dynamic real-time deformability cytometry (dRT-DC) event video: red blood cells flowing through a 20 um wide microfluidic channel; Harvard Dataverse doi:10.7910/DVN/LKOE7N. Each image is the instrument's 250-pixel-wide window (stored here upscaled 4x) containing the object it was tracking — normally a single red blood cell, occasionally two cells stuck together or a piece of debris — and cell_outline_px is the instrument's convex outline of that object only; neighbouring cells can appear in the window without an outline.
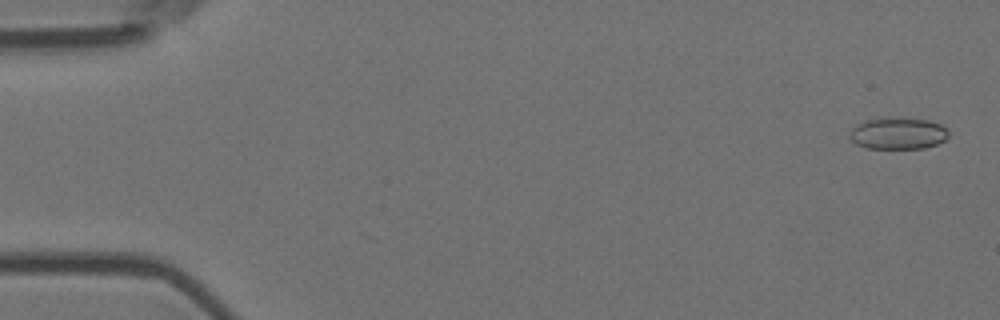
{"species": "Egyptian fruit bat (a non-hibernating species)", "species_latin": "Rousettus aegyptiacus", "temperature_condition": "room temperature", "stored_images_in_passage": 51, "camera_frame_rate_fps": 3000, "um_per_image_px": 0.085, "animal": {"sex": "female"}, "frame": {"image": 1, "passage_image": 2, "time_ms": 0.333, "image_size_px": [1000, 320], "cell_outline_px": [[948, 136], [944, 140], [936, 144], [924, 148], [864, 148], [856, 144], [848, 136], [848, 132], [856, 124], [864, 120], [928, 120], [940, 124], [948, 132]], "centroid_in_image_um": [76.28, 11.38], "position_along_channel_um": 8.7, "area_um2": 17.63}}
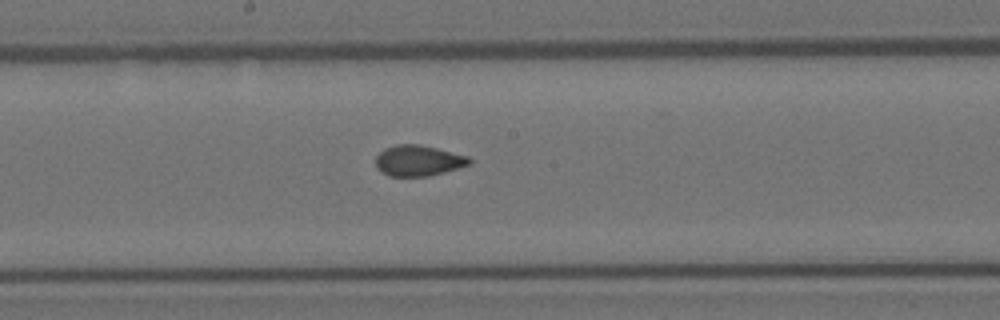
{"frame": {"image": 2, "passage_image": 30, "time_ms": 9.667, "image_size_px": [1000, 320], "cell_outline_px": [[472, 164], [444, 172], [428, 176], [388, 176], [380, 172], [376, 168], [376, 156], [384, 148], [396, 144], [420, 144], [468, 156], [472, 160]], "centroid_in_image_um": [35.54, 13.65], "position_along_channel_um": 212.7, "area_um2": 16.94}}
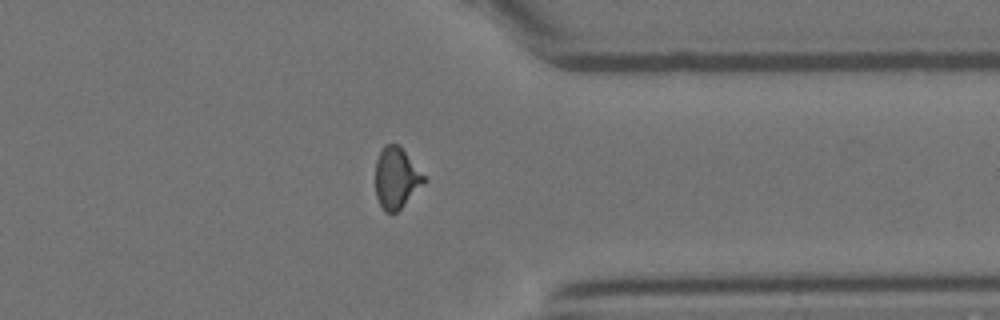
{"frame": {"image": 3, "passage_image": 44, "time_ms": 14.333, "image_size_px": [1000, 320], "cell_outline_px": [[428, 180], [396, 212], [384, 212], [376, 196], [376, 160], [384, 144], [400, 144]], "centroid_in_image_um": [33.7, 15.1], "position_along_channel_um": 377.7, "area_um2": 17.28}, "authors_computed_cell_mechanics": {"area_um2": 17.34, "velocity_mm_per_s": 3.6731, "shape_relaxation_time_tau1_ms": 9.6097, "shape_relaxation_time_tau2_ms": 1.1332, "deformation_change_tau1": 0.1701, "deformation_change_tau2": 0.0542}}